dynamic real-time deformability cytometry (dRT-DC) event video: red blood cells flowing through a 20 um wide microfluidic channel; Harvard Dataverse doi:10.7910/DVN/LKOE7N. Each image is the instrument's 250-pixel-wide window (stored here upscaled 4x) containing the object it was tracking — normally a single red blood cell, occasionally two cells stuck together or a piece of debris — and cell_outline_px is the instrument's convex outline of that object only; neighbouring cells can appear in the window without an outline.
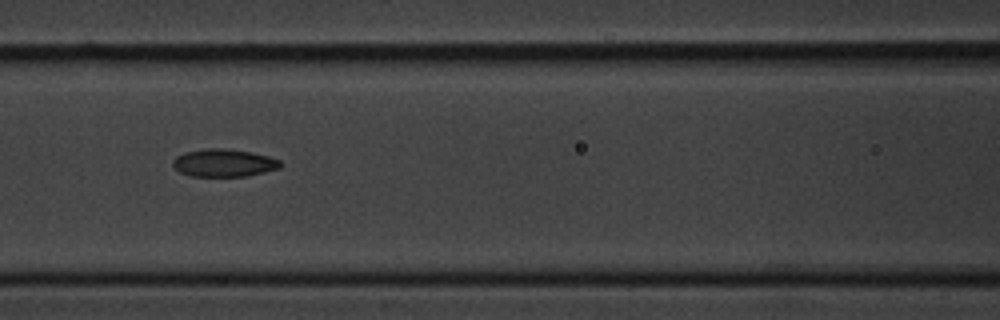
{"species": "common noctule bat (a hibernating species)", "species_latin": "Nyctalus noctula", "temperature_condition": "cold", "stored_images_in_passage": 11, "segment_of_instrument_passage": [1, 2], "camera_frame_rate_fps": 3000, "um_per_image_px": 0.085, "animal": {"sex": "male", "body_mass_g": 20.1, "forearm_length_mm": 53.5}, "frame": {"image": 1, "passage_image": 7, "time_ms": 7.667, "image_size_px": [1000, 320], "cell_outline_px": [[280, 168], [248, 176], [188, 176], [180, 172], [172, 164], [172, 160], [176, 156], [184, 152], [208, 148], [220, 148], [252, 152], [268, 156], [280, 160]], "centroid_in_image_um": [19.0, 13.85], "position_along_channel_um": 147.6, "area_um2": 17.34}}
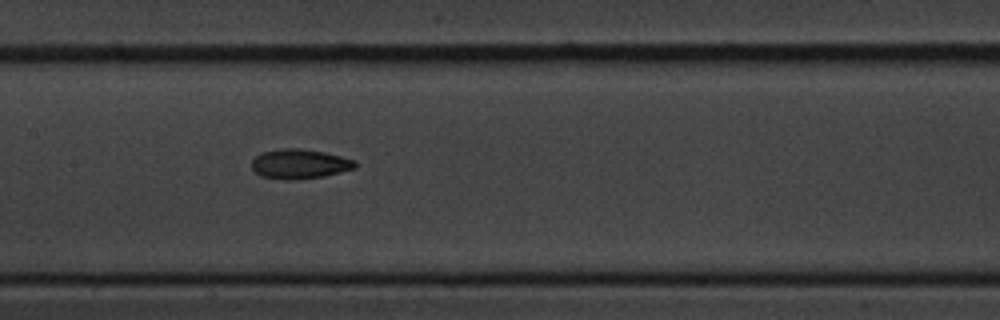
{"frame": {"image": 2, "passage_image": 8, "time_ms": 8.667, "image_size_px": [1000, 320], "cell_outline_px": [[356, 168], [324, 176], [292, 180], [284, 180], [260, 176], [252, 168], [252, 160], [256, 156], [264, 152], [280, 148], [296, 148], [324, 152], [356, 160]], "centroid_in_image_um": [25.46, 13.94], "position_along_channel_um": 181.9, "area_um2": 17.8}}
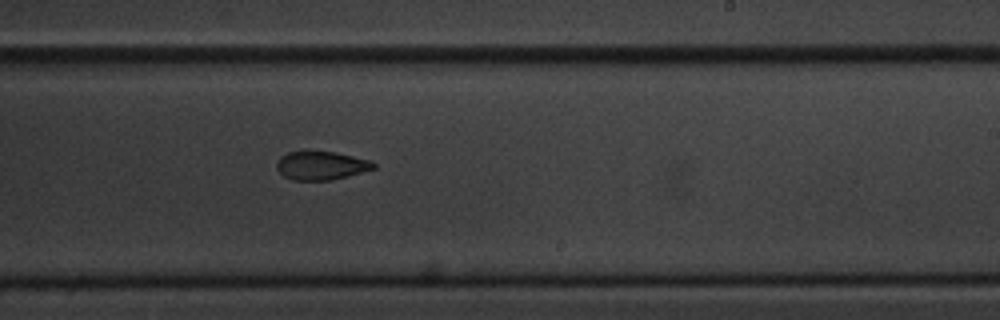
{"frame": {"image": 3, "passage_image": 10, "time_ms": 11.0, "image_size_px": [1000, 320], "cell_outline_px": [[376, 168], [348, 176], [328, 180], [292, 180], [284, 176], [276, 168], [276, 164], [280, 156], [288, 152], [336, 152], [372, 160], [376, 164]], "centroid_in_image_um": [27.32, 14.07], "position_along_channel_um": 261.7, "area_um2": 16.07}}